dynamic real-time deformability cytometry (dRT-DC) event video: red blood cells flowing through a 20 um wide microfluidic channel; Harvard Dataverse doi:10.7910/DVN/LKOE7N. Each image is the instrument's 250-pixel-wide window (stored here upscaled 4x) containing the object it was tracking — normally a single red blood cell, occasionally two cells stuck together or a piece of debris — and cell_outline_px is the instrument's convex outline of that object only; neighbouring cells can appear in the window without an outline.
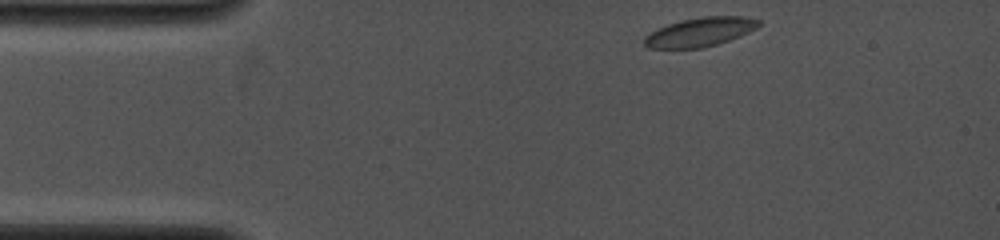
{"species": "common noctule bat (a hibernating species)", "species_latin": "Nyctalus noctula", "temperature_condition": "cold", "stored_images_in_passage": 11, "camera_frame_rate_fps": 4000, "um_per_image_px": 0.085, "animal": {"sex": "female", "body_mass_g": 19.0, "forearm_length_mm": 53.3}, "frame": {"image": 1, "passage_image": 1, "time_ms": 0.0, "image_size_px": [1000, 240], "cell_outline_px": [[760, 24], [756, 28], [740, 36], [704, 48], [648, 48], [644, 44], [644, 36], [668, 24], [680, 20], [704, 16], [744, 16], [760, 20]], "centroid_in_image_um": [59.51, 2.71], "position_along_channel_um": 25.5, "area_um2": 19.19}}
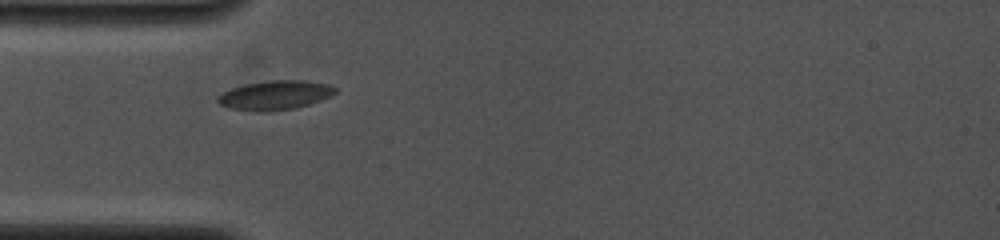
{"frame": {"image": 2, "passage_image": 7, "time_ms": 2.25, "image_size_px": [1000, 240], "cell_outline_px": [[336, 92], [320, 100], [296, 108], [264, 112], [260, 112], [228, 108], [220, 104], [216, 100], [216, 96], [232, 88], [248, 84], [272, 80], [304, 80], [328, 84], [336, 88]], "centroid_in_image_um": [23.35, 8.1], "position_along_channel_um": 61.6, "area_um2": 19.83}}
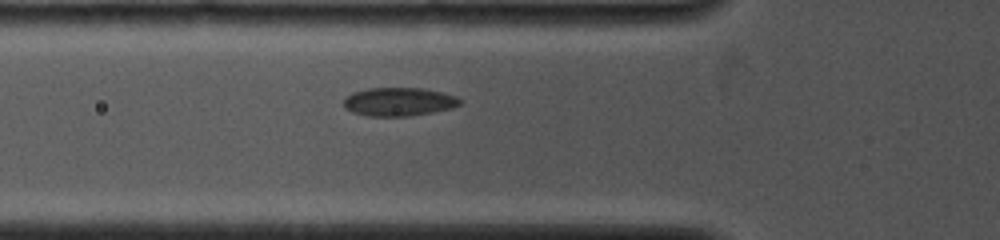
{"frame": {"image": 3, "passage_image": 9, "time_ms": 3.0, "image_size_px": [1000, 240], "cell_outline_px": [[464, 100], [460, 104], [452, 108], [432, 112], [408, 116], [368, 116], [352, 112], [344, 108], [344, 100], [352, 92], [368, 88], [420, 88], [440, 92], [456, 96]], "centroid_in_image_um": [33.9, 8.65], "position_along_channel_um": 91.9, "area_um2": 19.25}}